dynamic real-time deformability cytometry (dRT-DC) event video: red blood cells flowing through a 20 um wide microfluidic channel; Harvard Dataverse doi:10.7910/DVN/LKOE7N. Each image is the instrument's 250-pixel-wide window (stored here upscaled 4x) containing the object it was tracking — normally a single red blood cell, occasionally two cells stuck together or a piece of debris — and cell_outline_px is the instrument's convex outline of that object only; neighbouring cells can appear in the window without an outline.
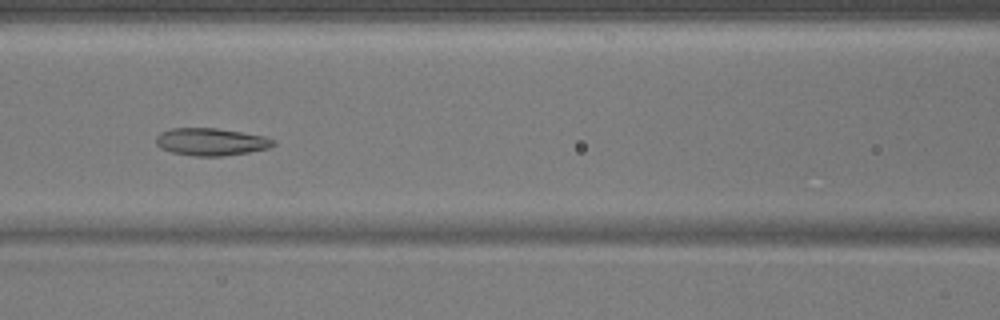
{"species": "common noctule bat (a hibernating species)", "species_latin": "Nyctalus noctula", "temperature_condition": "warm", "stored_images_in_passage": 51, "camera_frame_rate_fps": 3000, "um_per_image_px": 0.085, "animal": {"sex": "male", "body_mass_g": 17.9}, "frame": {"image": 1, "passage_image": 23, "time_ms": 7.333, "image_size_px": [1000, 320], "cell_outline_px": [[276, 144], [268, 148], [248, 152], [224, 156], [192, 156], [172, 152], [160, 148], [156, 144], [156, 136], [160, 132], [172, 128], [216, 128], [264, 136], [276, 140]], "centroid_in_image_um": [17.92, 12.05], "position_along_channel_um": 148.7, "area_um2": 18.79}}
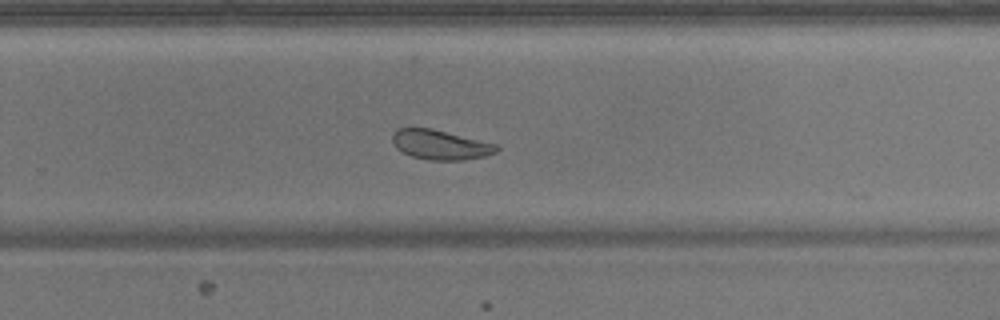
{"frame": {"image": 2, "passage_image": 34, "time_ms": 11.0, "image_size_px": [1000, 320], "cell_outline_px": [[500, 148], [496, 152], [484, 156], [464, 160], [428, 160], [412, 156], [396, 148], [392, 140], [392, 136], [396, 128], [432, 128], [496, 144]], "centroid_in_image_um": [37.42, 12.3], "position_along_channel_um": 292.4, "area_um2": 17.92}}
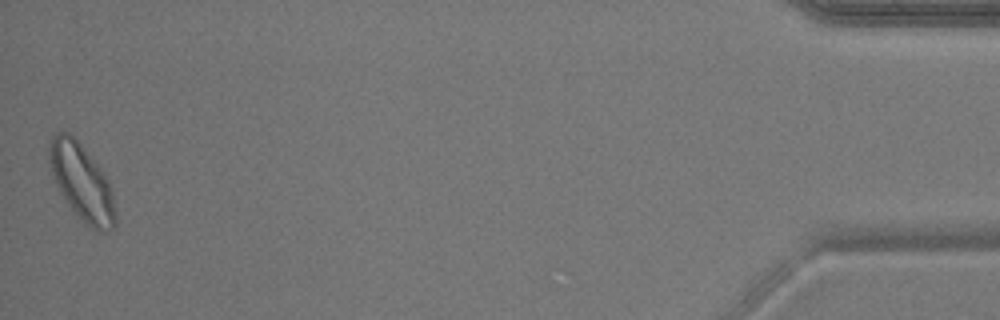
{"frame": {"image": 3, "passage_image": 51, "time_ms": 16.667, "image_size_px": [1000, 320], "cell_outline_px": [[116, 224], [108, 232], [96, 232], [68, 204], [60, 192], [56, 184], [48, 160], [48, 152], [52, 136], [56, 132], [68, 132], [80, 144], [96, 164], [108, 180], [112, 192], [116, 212]], "centroid_in_image_um": [6.96, 15.51], "position_along_channel_um": 428.2, "area_um2": 28.84}}